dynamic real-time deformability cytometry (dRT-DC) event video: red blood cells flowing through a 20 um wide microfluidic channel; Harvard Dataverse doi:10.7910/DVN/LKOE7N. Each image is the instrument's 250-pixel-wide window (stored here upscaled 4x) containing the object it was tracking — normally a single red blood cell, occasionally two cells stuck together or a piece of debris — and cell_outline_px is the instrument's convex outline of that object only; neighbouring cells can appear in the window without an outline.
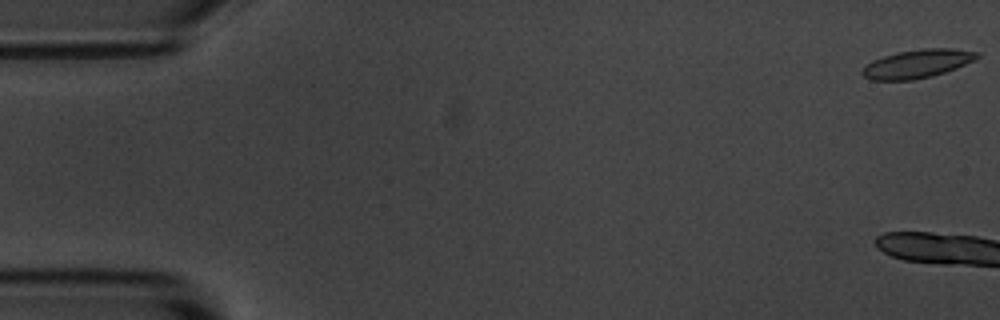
{"species": "common noctule bat (a hibernating species)", "species_latin": "Nyctalus noctula", "temperature_condition": "room temperature", "stored_images_in_passage": 4, "camera_frame_rate_fps": 3000, "um_per_image_px": 0.085, "animal": {"sex": "male", "body_mass_g": 20.1, "forearm_length_mm": 53.5}, "frame": {"image": 1, "passage_image": 1, "time_ms": 0.0, "image_size_px": [1000, 320], "cell_outline_px": [[980, 56], [956, 68], [932, 76], [912, 80], [868, 80], [860, 72], [872, 60], [896, 52], [920, 48], [952, 48], [980, 52]], "centroid_in_image_um": [77.95, 5.41], "position_along_channel_um": 7.0, "area_um2": 19.02}}